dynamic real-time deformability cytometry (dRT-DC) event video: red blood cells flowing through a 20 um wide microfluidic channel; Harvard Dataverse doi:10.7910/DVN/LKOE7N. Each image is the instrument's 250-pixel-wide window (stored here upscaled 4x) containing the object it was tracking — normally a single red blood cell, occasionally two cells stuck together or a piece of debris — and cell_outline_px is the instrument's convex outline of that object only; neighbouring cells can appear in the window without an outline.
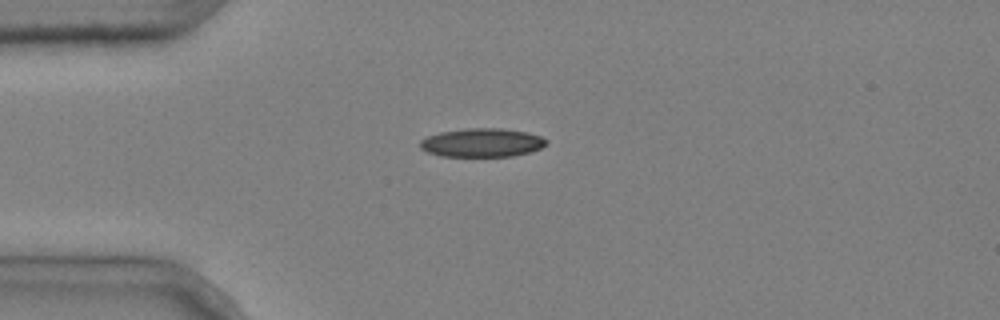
{"species": "common noctule bat (a hibernating species)", "species_latin": "Nyctalus noctula", "temperature_condition": "cold", "stored_images_in_passage": 6, "camera_frame_rate_fps": 3000, "um_per_image_px": 0.085, "animal": {"sex": "male", "body_mass_g": 20.4}, "frame": {"image": 1, "passage_image": 1, "time_ms": 0.0, "image_size_px": [1000, 320], "cell_outline_px": [[548, 144], [532, 152], [512, 156], [440, 156], [428, 152], [420, 148], [420, 140], [428, 136], [440, 132], [464, 128], [500, 128], [528, 132], [540, 136], [548, 140]], "centroid_in_image_um": [40.99, 12.12], "position_along_channel_um": 44.0, "area_um2": 21.21}}
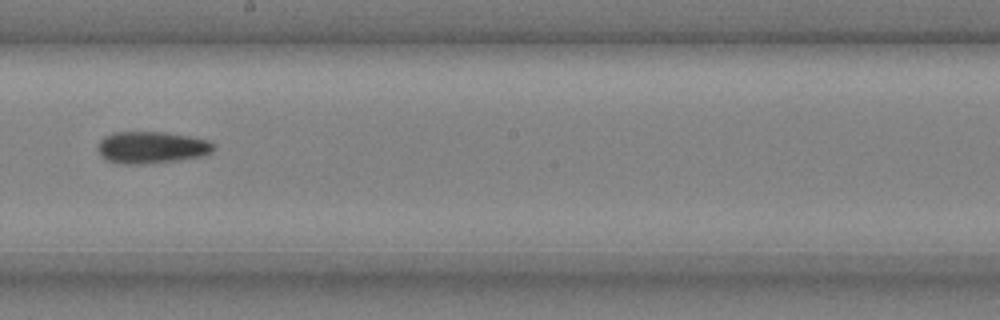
{"frame": {"image": 2, "passage_image": 6, "time_ms": 1.667, "image_size_px": [1000, 320], "cell_outline_px": [[216, 148], [212, 152], [204, 156], [176, 160], [144, 164], [116, 164], [100, 156], [96, 152], [96, 148], [100, 140], [104, 136], [112, 132], [164, 132], [188, 136], [208, 140], [216, 144]], "centroid_in_image_um": [12.86, 12.53], "position_along_channel_um": 235.3, "area_um2": 21.91}}